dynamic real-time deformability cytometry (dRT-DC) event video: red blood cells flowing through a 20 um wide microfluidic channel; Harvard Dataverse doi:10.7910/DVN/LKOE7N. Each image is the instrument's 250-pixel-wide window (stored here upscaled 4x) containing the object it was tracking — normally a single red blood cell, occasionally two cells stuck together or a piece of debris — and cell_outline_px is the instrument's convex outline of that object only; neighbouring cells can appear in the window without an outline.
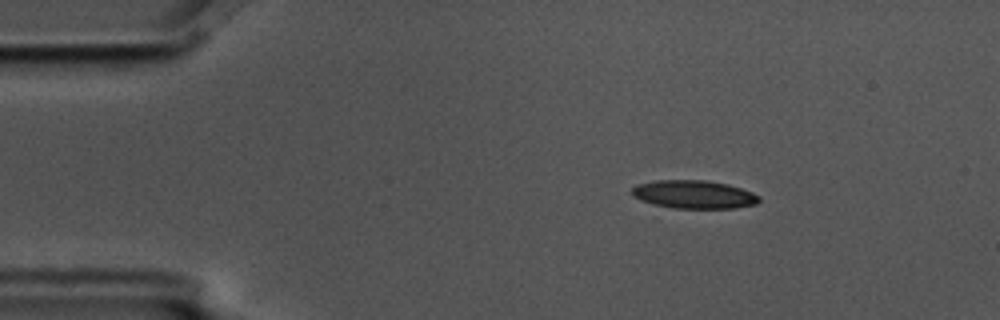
{"species": "common noctule bat (a hibernating species)", "species_latin": "Nyctalus noctula", "temperature_condition": "cold", "stored_images_in_passage": 3, "camera_frame_rate_fps": 3000, "um_per_image_px": 0.085, "animal": {"sex": "male", "body_mass_g": 17.5, "forearm_length_mm": 52.3}, "frame": {"image": 1, "passage_image": 1, "time_ms": 0.0, "image_size_px": [1000, 320], "cell_outline_px": [[760, 200], [756, 204], [736, 208], [672, 208], [652, 204], [640, 200], [632, 196], [632, 188], [636, 184], [656, 180], [708, 180], [728, 184], [752, 192], [760, 196]], "centroid_in_image_um": [58.97, 16.52], "position_along_channel_um": 26.0, "area_um2": 21.1}}